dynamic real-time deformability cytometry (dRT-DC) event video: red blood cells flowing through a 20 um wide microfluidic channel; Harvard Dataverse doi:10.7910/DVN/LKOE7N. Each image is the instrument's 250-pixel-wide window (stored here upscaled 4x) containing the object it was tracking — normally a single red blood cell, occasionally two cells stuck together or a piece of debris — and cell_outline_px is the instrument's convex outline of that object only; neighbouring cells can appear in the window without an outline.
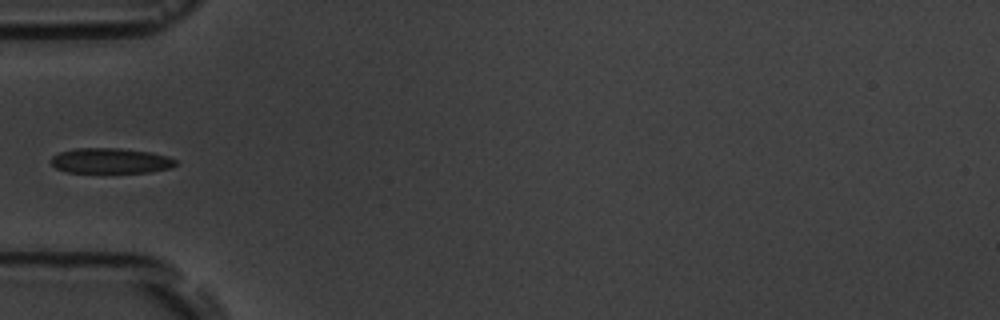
{"species": "common noctule bat (a hibernating species)", "species_latin": "Nyctalus noctula", "temperature_condition": "room temperature", "stored_images_in_passage": 7, "camera_frame_rate_fps": 3000, "um_per_image_px": 0.085, "animal": {"sex": "male", "body_mass_g": 19.5, "forearm_length_mm": 54.6}, "frame": {"image": 1, "passage_image": 4, "time_ms": 4.333, "image_size_px": [1000, 320], "cell_outline_px": [[176, 164], [172, 168], [152, 172], [68, 172], [56, 168], [52, 164], [52, 156], [60, 152], [76, 148], [120, 148], [152, 152], [168, 156], [176, 160]], "centroid_in_image_um": [9.45, 13.66], "position_along_channel_um": 75.6, "area_um2": 18.38}}
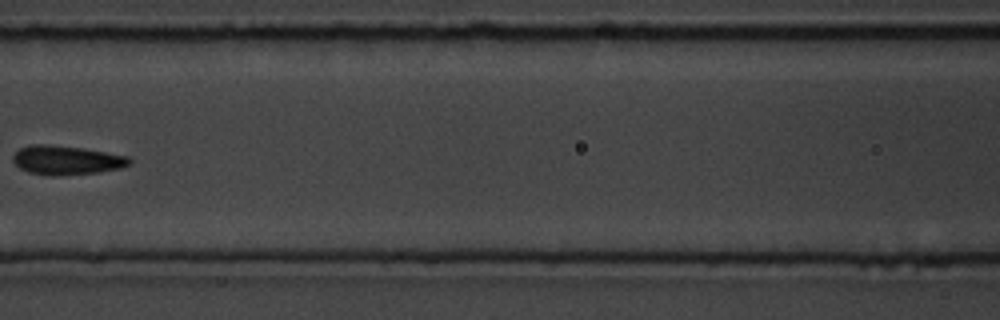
{"frame": {"image": 2, "passage_image": 6, "time_ms": 6.667, "image_size_px": [1000, 320], "cell_outline_px": [[132, 160], [128, 164], [120, 168], [100, 172], [52, 176], [28, 172], [20, 168], [12, 160], [12, 156], [20, 148], [28, 144], [44, 144], [80, 148], [128, 156]], "centroid_in_image_um": [5.61, 13.61], "position_along_channel_um": 161.0, "area_um2": 19.54}}
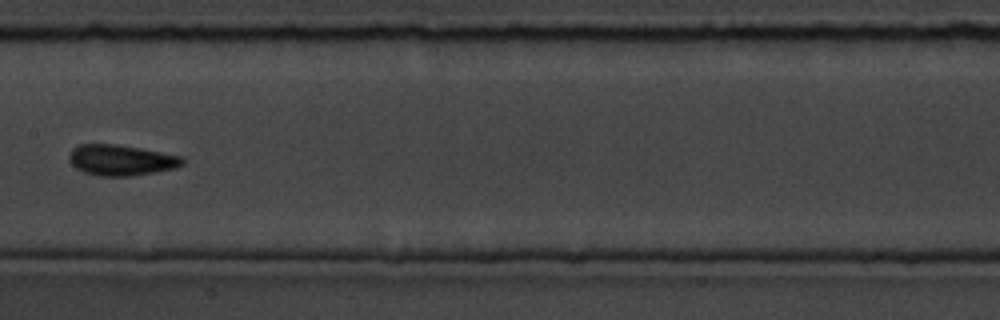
{"frame": {"image": 3, "passage_image": 7, "time_ms": 7.667, "image_size_px": [1000, 320], "cell_outline_px": [[184, 164], [176, 168], [156, 172], [132, 176], [100, 176], [84, 172], [76, 168], [72, 164], [68, 156], [72, 148], [80, 144], [116, 144], [140, 148], [184, 156]], "centroid_in_image_um": [10.32, 13.61], "position_along_channel_um": 197.1, "area_um2": 20.46}}